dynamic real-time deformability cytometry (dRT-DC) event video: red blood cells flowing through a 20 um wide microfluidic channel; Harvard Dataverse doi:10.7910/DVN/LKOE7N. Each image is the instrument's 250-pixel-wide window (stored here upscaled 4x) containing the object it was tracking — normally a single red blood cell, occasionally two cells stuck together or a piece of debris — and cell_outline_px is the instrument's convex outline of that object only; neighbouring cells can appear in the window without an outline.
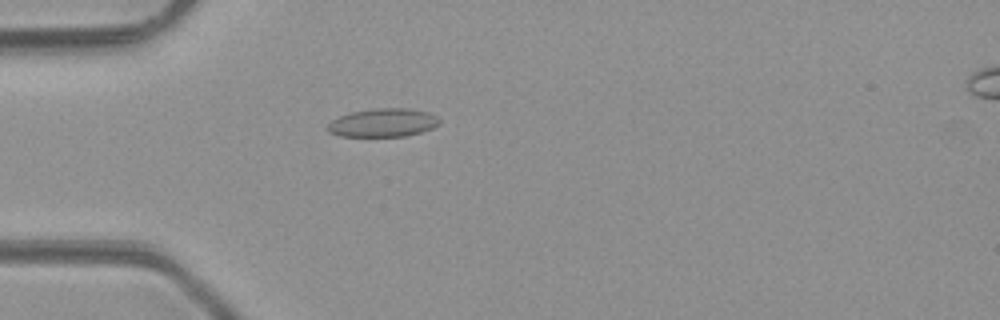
{"species": "common noctule bat (a hibernating species)", "species_latin": "Nyctalus noctula", "temperature_condition": "room temperature", "stored_images_in_passage": 2, "camera_frame_rate_fps": 3000, "um_per_image_px": 0.085, "animal": {"sex": "male", "body_mass_g": 23.1, "forearm_length_mm": 52.7}, "frame": {"image": 1, "passage_image": 1, "time_ms": 0.0, "image_size_px": [1000, 320], "cell_outline_px": [[440, 124], [432, 128], [420, 132], [404, 136], [340, 136], [328, 132], [324, 128], [332, 120], [340, 116], [352, 112], [376, 108], [408, 108], [428, 112], [436, 116], [440, 120]], "centroid_in_image_um": [32.54, 10.43], "position_along_channel_um": 52.5, "area_um2": 18.5}}